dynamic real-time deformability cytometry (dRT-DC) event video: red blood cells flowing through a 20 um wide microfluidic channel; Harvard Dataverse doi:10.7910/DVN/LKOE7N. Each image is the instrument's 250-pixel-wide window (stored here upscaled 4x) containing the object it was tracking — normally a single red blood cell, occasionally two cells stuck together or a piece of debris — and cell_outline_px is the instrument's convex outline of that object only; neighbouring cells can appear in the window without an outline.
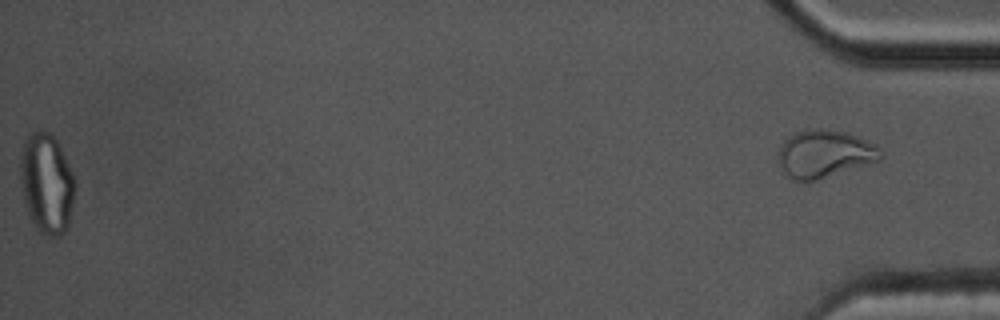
{"species": "common noctule bat (a hibernating species)", "species_latin": "Nyctalus noctula", "temperature_condition": "cold", "stored_images_in_passage": 55, "segment_of_instrument_passage": [2, 2], "camera_frame_rate_fps": 3000, "um_per_image_px": 0.085, "animal": {"sex": "male", "body_mass_g": 17.5, "forearm_length_mm": 52.3}, "frame": {"image": 1, "passage_image": 55, "time_ms": 18.0, "image_size_px": [1000, 320], "cell_outline_px": [[884, 156], [880, 160], [816, 180], [792, 180], [780, 168], [780, 148], [784, 140], [788, 136], [796, 132], [812, 128], [820, 128], [844, 132], [864, 140], [880, 148]], "centroid_in_image_um": [70.08, 13.07], "position_along_channel_um": 365.1, "area_um2": 27.92}}